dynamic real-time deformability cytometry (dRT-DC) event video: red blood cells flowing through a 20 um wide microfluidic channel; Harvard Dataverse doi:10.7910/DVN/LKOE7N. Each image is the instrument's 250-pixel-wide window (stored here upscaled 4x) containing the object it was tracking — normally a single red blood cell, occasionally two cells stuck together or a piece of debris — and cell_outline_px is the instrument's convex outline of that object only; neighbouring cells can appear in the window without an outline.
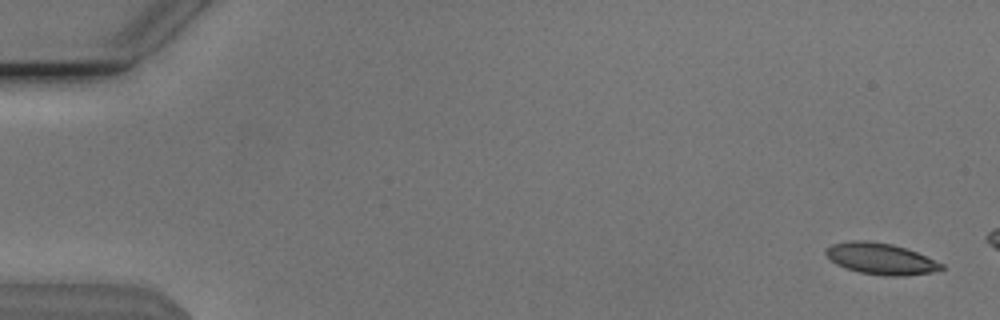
{"species": "Egyptian fruit bat (a non-hibernating species)", "species_latin": "Rousettus aegyptiacus", "temperature_condition": "cold", "stored_images_in_passage": 11, "camera_frame_rate_fps": 3000, "um_per_image_px": 0.085, "animal": {"sex": "male"}, "frame": {"image": 1, "passage_image": 2, "time_ms": 0.333, "image_size_px": [1000, 320], "cell_outline_px": [[944, 268], [932, 272], [908, 276], [884, 276], [860, 272], [844, 268], [836, 264], [824, 252], [832, 244], [852, 240], [868, 240], [892, 244], [916, 252], [944, 264]], "centroid_in_image_um": [74.87, 22.0], "position_along_channel_um": 10.1, "area_um2": 21.04}}